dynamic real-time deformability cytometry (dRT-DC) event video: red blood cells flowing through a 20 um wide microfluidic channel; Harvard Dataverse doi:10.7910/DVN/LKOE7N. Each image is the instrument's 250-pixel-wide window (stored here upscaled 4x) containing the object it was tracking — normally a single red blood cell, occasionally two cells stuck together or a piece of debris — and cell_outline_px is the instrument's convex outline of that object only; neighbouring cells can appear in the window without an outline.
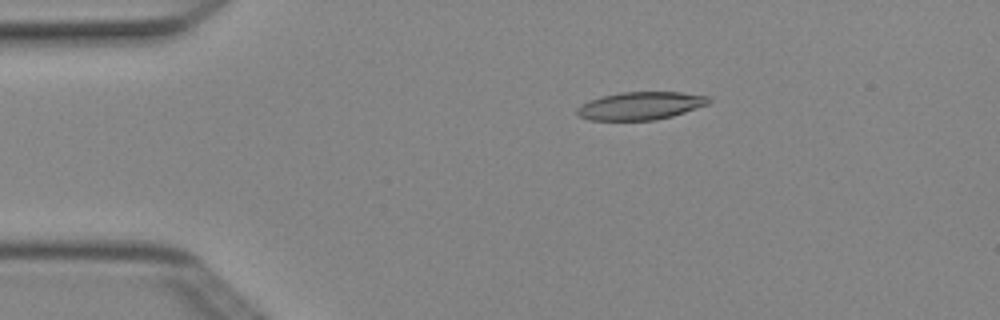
{"species": "Egyptian fruit bat (a non-hibernating species)", "species_latin": "Rousettus aegyptiacus", "temperature_condition": "cold", "stored_images_in_passage": 4, "camera_frame_rate_fps": 3000, "um_per_image_px": 0.085, "animal": {"sex": "female"}, "frame": {"image": 1, "passage_image": 3, "time_ms": 0.667, "image_size_px": [1000, 320], "cell_outline_px": [[712, 100], [708, 104], [672, 116], [656, 120], [592, 120], [576, 116], [576, 108], [580, 104], [588, 100], [600, 96], [620, 92], [680, 92], [708, 96]], "centroid_in_image_um": [54.39, 8.99], "position_along_channel_um": 30.6, "area_um2": 21.56}}